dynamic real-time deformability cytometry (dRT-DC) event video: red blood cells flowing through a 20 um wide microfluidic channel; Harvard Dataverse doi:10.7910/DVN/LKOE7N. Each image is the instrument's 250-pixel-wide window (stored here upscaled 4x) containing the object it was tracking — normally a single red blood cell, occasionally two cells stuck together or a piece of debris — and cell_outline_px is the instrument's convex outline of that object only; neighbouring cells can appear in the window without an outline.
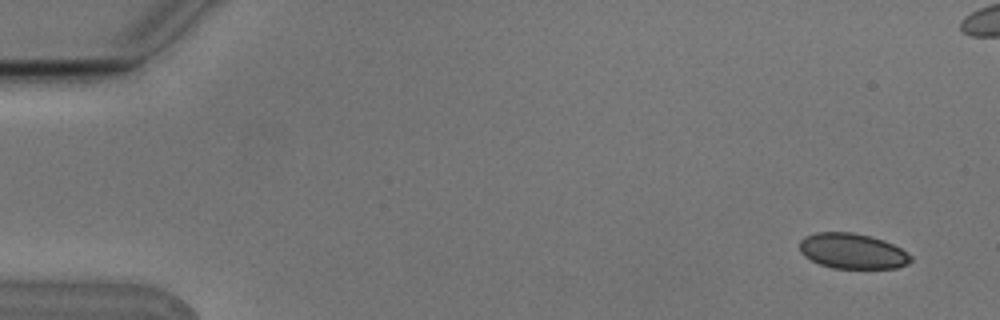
{"species": "Egyptian fruit bat (a non-hibernating species)", "species_latin": "Rousettus aegyptiacus", "temperature_condition": "cold", "stored_images_in_passage": 10, "segment_of_instrument_passage": [1, 2], "camera_frame_rate_fps": 3000, "um_per_image_px": 0.085, "animal": {"sex": "male"}, "frame": {"image": 1, "passage_image": 2, "time_ms": 0.333, "image_size_px": [1000, 320], "cell_outline_px": [[912, 260], [908, 264], [896, 268], [832, 268], [820, 264], [804, 256], [800, 252], [800, 240], [804, 236], [816, 232], [852, 232], [872, 236], [884, 240], [908, 252], [912, 256]], "centroid_in_image_um": [72.46, 21.33], "position_along_channel_um": 12.5, "area_um2": 23.06}}
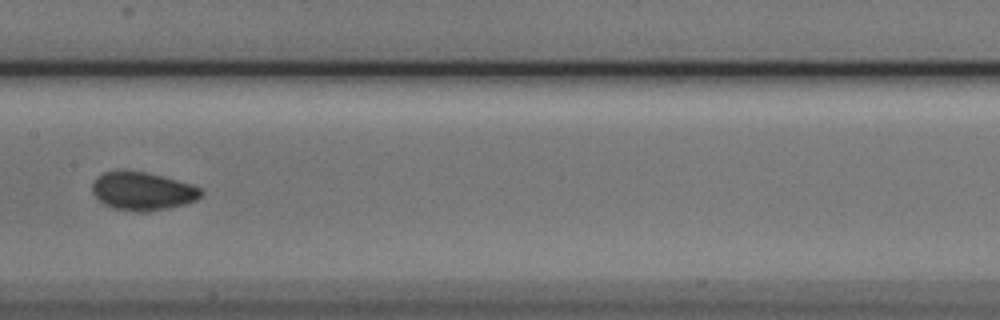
{"frame": {"image": 2, "passage_image": 9, "time_ms": 2.667, "image_size_px": [1000, 320], "cell_outline_px": [[204, 192], [196, 200], [184, 204], [168, 208], [144, 212], [136, 212], [112, 208], [104, 204], [92, 192], [92, 184], [96, 176], [104, 172], [116, 168], [124, 168], [148, 172], [176, 180], [200, 188]], "centroid_in_image_um": [12.05, 16.21], "position_along_channel_um": 195.3, "area_um2": 24.62}}